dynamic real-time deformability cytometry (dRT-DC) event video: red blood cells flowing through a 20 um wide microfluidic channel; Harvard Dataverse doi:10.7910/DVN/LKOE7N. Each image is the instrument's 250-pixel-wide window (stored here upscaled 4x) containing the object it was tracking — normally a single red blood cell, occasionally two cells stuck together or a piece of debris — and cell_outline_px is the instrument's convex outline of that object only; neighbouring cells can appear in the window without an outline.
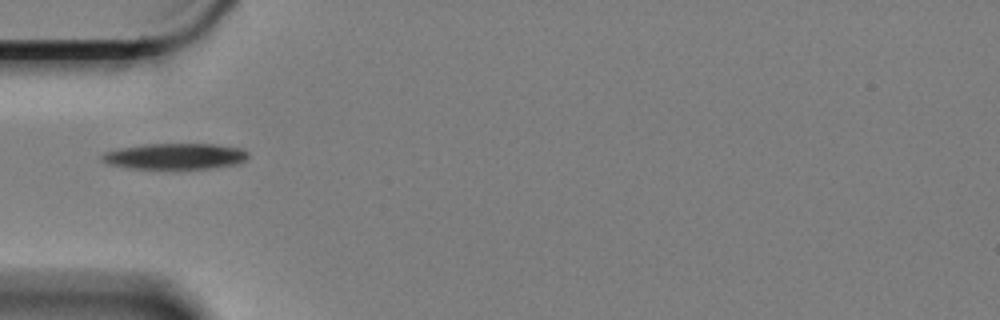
{"species": "Egyptian fruit bat (a non-hibernating species)", "species_latin": "Rousettus aegyptiacus", "temperature_condition": "cold", "stored_images_in_passage": 5, "camera_frame_rate_fps": 3000, "um_per_image_px": 0.085, "animal": {"sex": "female"}, "frame": {"image": 1, "passage_image": 1, "time_ms": 0.0, "image_size_px": [1000, 320], "cell_outline_px": [[248, 156], [244, 160], [236, 164], [208, 168], [128, 168], [108, 164], [100, 160], [100, 156], [104, 152], [120, 148], [144, 144], [212, 144], [240, 148], [248, 152]], "centroid_in_image_um": [14.83, 13.27], "position_along_channel_um": 70.2, "area_um2": 21.91}}
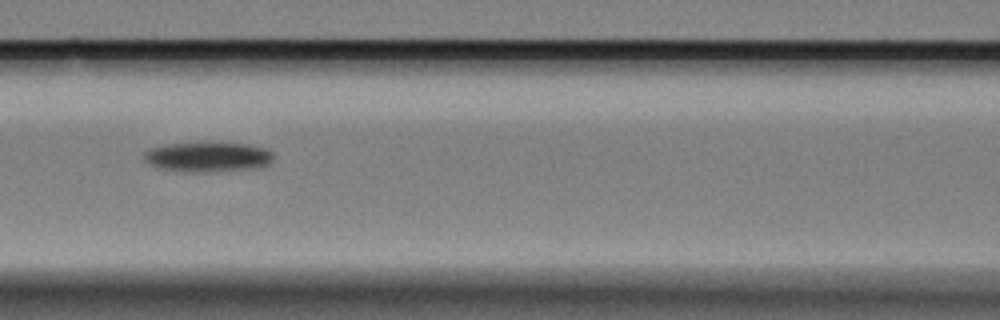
{"frame": {"image": 2, "passage_image": 3, "time_ms": 0.667, "image_size_px": [1000, 320], "cell_outline_px": [[272, 160], [268, 164], [248, 168], [192, 172], [160, 168], [148, 164], [144, 160], [144, 152], [148, 148], [164, 144], [200, 140], [220, 140], [248, 144], [268, 148], [272, 152]], "centroid_in_image_um": [17.61, 13.25], "position_along_channel_um": 149.0, "area_um2": 23.29}}
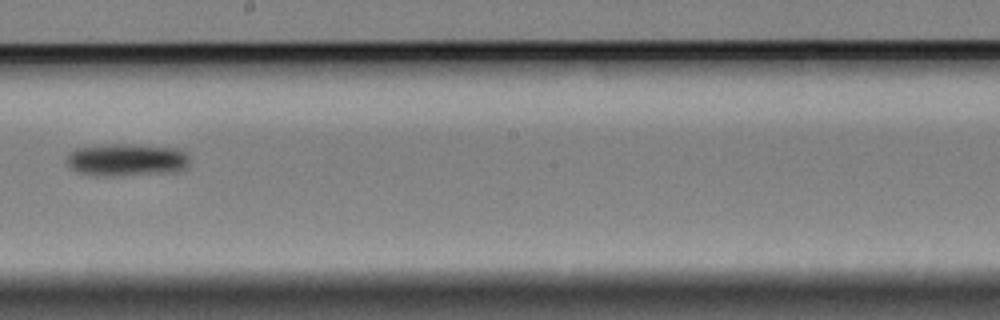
{"frame": {"image": 3, "passage_image": 5, "time_ms": 1.333, "image_size_px": [1000, 320], "cell_outline_px": [[188, 164], [184, 168], [176, 172], [112, 176], [108, 176], [80, 172], [72, 168], [68, 164], [68, 156], [76, 148], [108, 144], [128, 144], [180, 148], [188, 156]], "centroid_in_image_um": [10.82, 13.58], "position_along_channel_um": 237.4, "area_um2": 23.0}}